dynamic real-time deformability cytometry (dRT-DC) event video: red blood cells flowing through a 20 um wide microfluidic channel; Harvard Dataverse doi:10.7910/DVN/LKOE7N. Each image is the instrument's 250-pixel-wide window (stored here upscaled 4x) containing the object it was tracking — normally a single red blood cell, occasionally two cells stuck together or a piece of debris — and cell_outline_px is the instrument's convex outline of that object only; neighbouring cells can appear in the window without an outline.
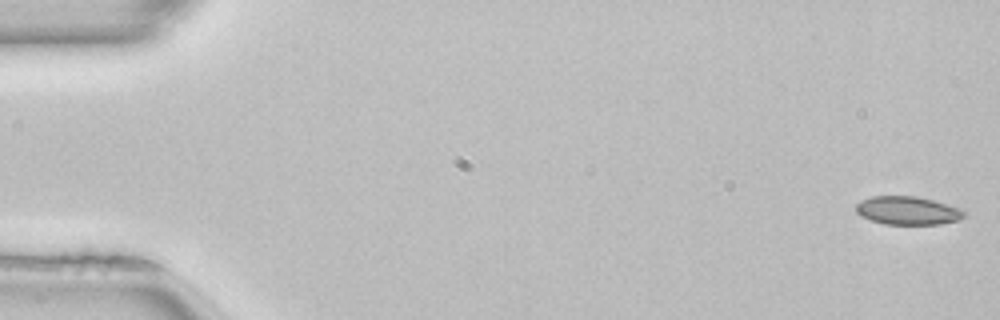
{"species": "common noctule bat (a hibernating species)", "species_latin": "Nyctalus noctula", "temperature_condition": "room temperature", "stored_images_in_passage": 15, "camera_frame_rate_fps": 3000, "um_per_image_px": 0.085, "animal": {"sex": "female", "body_mass_g": 22.7, "forearm_length_mm": 54.2}, "frame": {"image": 1, "passage_image": 1, "time_ms": 0.0, "image_size_px": [1000, 320], "cell_outline_px": [[964, 216], [956, 220], [940, 224], [884, 224], [860, 216], [856, 212], [856, 204], [860, 200], [872, 196], [916, 196], [932, 200], [960, 208], [964, 212]], "centroid_in_image_um": [77.1, 17.89], "position_along_channel_um": 7.9, "area_um2": 17.69}}
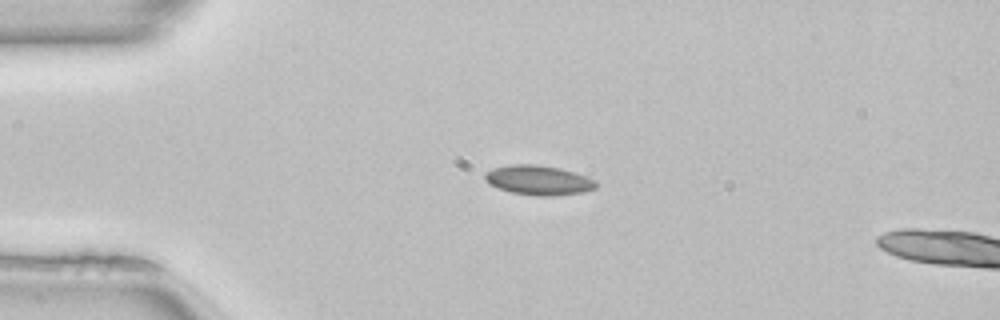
{"frame": {"image": 2, "passage_image": 12, "time_ms": 3.667, "image_size_px": [1000, 320], "cell_outline_px": [[596, 188], [584, 192], [552, 196], [540, 196], [512, 192], [488, 184], [484, 180], [484, 172], [492, 168], [512, 164], [536, 164], [560, 168], [588, 176], [596, 180]], "centroid_in_image_um": [45.77, 15.3], "position_along_channel_um": 39.2, "area_um2": 19.31}}